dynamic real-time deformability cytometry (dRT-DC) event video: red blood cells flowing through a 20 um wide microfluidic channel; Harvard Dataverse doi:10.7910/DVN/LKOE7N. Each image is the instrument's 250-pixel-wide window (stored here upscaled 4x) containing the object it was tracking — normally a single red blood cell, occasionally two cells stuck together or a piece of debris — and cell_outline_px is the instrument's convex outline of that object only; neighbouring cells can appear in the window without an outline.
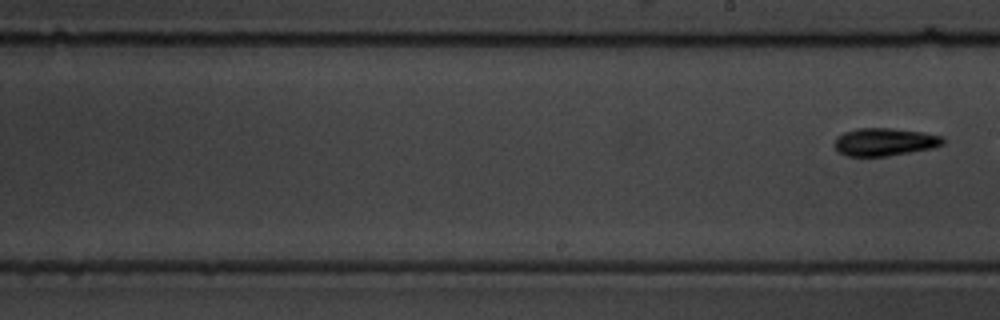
{"species": "common noctule bat (a hibernating species)", "species_latin": "Nyctalus noctula", "temperature_condition": "warm", "stored_images_in_passage": 10, "segment_of_instrument_passage": [2, 2], "camera_frame_rate_fps": 3000, "um_per_image_px": 0.085, "animal": {"sex": "male", "body_mass_g": 19.5, "forearm_length_mm": 54.6}, "frame": {"image": 1, "passage_image": 10, "time_ms": 13.667, "image_size_px": [1000, 320], "cell_outline_px": [[944, 144], [932, 148], [912, 152], [888, 156], [844, 156], [836, 152], [832, 144], [836, 136], [844, 132], [856, 128], [888, 128], [924, 132], [940, 136], [944, 140]], "centroid_in_image_um": [75.11, 12.07], "position_along_channel_um": 213.9, "area_um2": 17.86}}